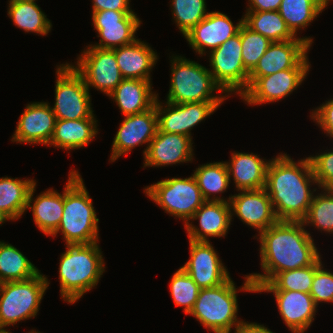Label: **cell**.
I'll return each instance as SVG.
<instances>
[{
	"mask_svg": "<svg viewBox=\"0 0 333 333\" xmlns=\"http://www.w3.org/2000/svg\"><path fill=\"white\" fill-rule=\"evenodd\" d=\"M303 221L278 220L258 235L262 273H251L255 289L278 273L313 265L320 257Z\"/></svg>",
	"mask_w": 333,
	"mask_h": 333,
	"instance_id": "cell-1",
	"label": "cell"
},
{
	"mask_svg": "<svg viewBox=\"0 0 333 333\" xmlns=\"http://www.w3.org/2000/svg\"><path fill=\"white\" fill-rule=\"evenodd\" d=\"M309 157L295 162L287 153L271 158L266 171L265 189L278 220L302 221L310 208L316 188Z\"/></svg>",
	"mask_w": 333,
	"mask_h": 333,
	"instance_id": "cell-2",
	"label": "cell"
},
{
	"mask_svg": "<svg viewBox=\"0 0 333 333\" xmlns=\"http://www.w3.org/2000/svg\"><path fill=\"white\" fill-rule=\"evenodd\" d=\"M99 218L83 178L76 169L70 170L64 186V208L57 230L51 235L62 234L66 245L99 242Z\"/></svg>",
	"mask_w": 333,
	"mask_h": 333,
	"instance_id": "cell-3",
	"label": "cell"
},
{
	"mask_svg": "<svg viewBox=\"0 0 333 333\" xmlns=\"http://www.w3.org/2000/svg\"><path fill=\"white\" fill-rule=\"evenodd\" d=\"M60 256V295L68 304L76 303L92 290L105 272V260L99 242L66 245Z\"/></svg>",
	"mask_w": 333,
	"mask_h": 333,
	"instance_id": "cell-4",
	"label": "cell"
},
{
	"mask_svg": "<svg viewBox=\"0 0 333 333\" xmlns=\"http://www.w3.org/2000/svg\"><path fill=\"white\" fill-rule=\"evenodd\" d=\"M244 279L245 282L239 289L231 277L218 286L200 289L189 315L196 318L210 332L231 333L242 321L237 316L239 310L237 293L239 291L256 293L250 277L245 275Z\"/></svg>",
	"mask_w": 333,
	"mask_h": 333,
	"instance_id": "cell-5",
	"label": "cell"
},
{
	"mask_svg": "<svg viewBox=\"0 0 333 333\" xmlns=\"http://www.w3.org/2000/svg\"><path fill=\"white\" fill-rule=\"evenodd\" d=\"M170 58L171 81L166 102L183 104L224 102L228 99L229 96L215 82L209 68L181 55H172ZM214 92L221 93L215 96Z\"/></svg>",
	"mask_w": 333,
	"mask_h": 333,
	"instance_id": "cell-6",
	"label": "cell"
},
{
	"mask_svg": "<svg viewBox=\"0 0 333 333\" xmlns=\"http://www.w3.org/2000/svg\"><path fill=\"white\" fill-rule=\"evenodd\" d=\"M46 275L39 272L24 281L3 282L0 292V327L14 326L35 318L49 287Z\"/></svg>",
	"mask_w": 333,
	"mask_h": 333,
	"instance_id": "cell-7",
	"label": "cell"
},
{
	"mask_svg": "<svg viewBox=\"0 0 333 333\" xmlns=\"http://www.w3.org/2000/svg\"><path fill=\"white\" fill-rule=\"evenodd\" d=\"M144 193L169 216L183 220L184 225L205 202L193 175L165 178L145 187Z\"/></svg>",
	"mask_w": 333,
	"mask_h": 333,
	"instance_id": "cell-8",
	"label": "cell"
},
{
	"mask_svg": "<svg viewBox=\"0 0 333 333\" xmlns=\"http://www.w3.org/2000/svg\"><path fill=\"white\" fill-rule=\"evenodd\" d=\"M55 102L52 105L56 119L79 120L89 118L92 109L91 95L83 76L72 63L56 65Z\"/></svg>",
	"mask_w": 333,
	"mask_h": 333,
	"instance_id": "cell-9",
	"label": "cell"
},
{
	"mask_svg": "<svg viewBox=\"0 0 333 333\" xmlns=\"http://www.w3.org/2000/svg\"><path fill=\"white\" fill-rule=\"evenodd\" d=\"M241 27L238 34L209 52L210 72L215 82L229 96L239 97L248 89L249 72L243 66Z\"/></svg>",
	"mask_w": 333,
	"mask_h": 333,
	"instance_id": "cell-10",
	"label": "cell"
},
{
	"mask_svg": "<svg viewBox=\"0 0 333 333\" xmlns=\"http://www.w3.org/2000/svg\"><path fill=\"white\" fill-rule=\"evenodd\" d=\"M72 66L83 76L87 88H95L107 96L124 79L114 49L86 46Z\"/></svg>",
	"mask_w": 333,
	"mask_h": 333,
	"instance_id": "cell-11",
	"label": "cell"
},
{
	"mask_svg": "<svg viewBox=\"0 0 333 333\" xmlns=\"http://www.w3.org/2000/svg\"><path fill=\"white\" fill-rule=\"evenodd\" d=\"M311 67H293L262 77H249L240 96L250 106L270 104L291 95L305 81Z\"/></svg>",
	"mask_w": 333,
	"mask_h": 333,
	"instance_id": "cell-12",
	"label": "cell"
},
{
	"mask_svg": "<svg viewBox=\"0 0 333 333\" xmlns=\"http://www.w3.org/2000/svg\"><path fill=\"white\" fill-rule=\"evenodd\" d=\"M223 102H191L176 104L155 100L158 130L193 138L191 130L214 114Z\"/></svg>",
	"mask_w": 333,
	"mask_h": 333,
	"instance_id": "cell-13",
	"label": "cell"
},
{
	"mask_svg": "<svg viewBox=\"0 0 333 333\" xmlns=\"http://www.w3.org/2000/svg\"><path fill=\"white\" fill-rule=\"evenodd\" d=\"M92 25L99 43L90 46L101 49H114L134 43L141 20L134 11L103 10L92 12Z\"/></svg>",
	"mask_w": 333,
	"mask_h": 333,
	"instance_id": "cell-14",
	"label": "cell"
},
{
	"mask_svg": "<svg viewBox=\"0 0 333 333\" xmlns=\"http://www.w3.org/2000/svg\"><path fill=\"white\" fill-rule=\"evenodd\" d=\"M157 129L155 103L144 112L124 116L113 139L110 162L120 159V157L130 153L135 147L143 144H147L143 150V156H145Z\"/></svg>",
	"mask_w": 333,
	"mask_h": 333,
	"instance_id": "cell-15",
	"label": "cell"
},
{
	"mask_svg": "<svg viewBox=\"0 0 333 333\" xmlns=\"http://www.w3.org/2000/svg\"><path fill=\"white\" fill-rule=\"evenodd\" d=\"M312 37H297L293 40L272 42L249 77L267 76L293 67H311L308 52Z\"/></svg>",
	"mask_w": 333,
	"mask_h": 333,
	"instance_id": "cell-16",
	"label": "cell"
},
{
	"mask_svg": "<svg viewBox=\"0 0 333 333\" xmlns=\"http://www.w3.org/2000/svg\"><path fill=\"white\" fill-rule=\"evenodd\" d=\"M189 240V260L181 268L201 288H211L224 283L230 274L209 241Z\"/></svg>",
	"mask_w": 333,
	"mask_h": 333,
	"instance_id": "cell-17",
	"label": "cell"
},
{
	"mask_svg": "<svg viewBox=\"0 0 333 333\" xmlns=\"http://www.w3.org/2000/svg\"><path fill=\"white\" fill-rule=\"evenodd\" d=\"M243 24V16L234 25L230 17L219 11L209 12L208 15L195 25L184 37L189 46L199 56L207 55V49L212 51L226 40L238 34Z\"/></svg>",
	"mask_w": 333,
	"mask_h": 333,
	"instance_id": "cell-18",
	"label": "cell"
},
{
	"mask_svg": "<svg viewBox=\"0 0 333 333\" xmlns=\"http://www.w3.org/2000/svg\"><path fill=\"white\" fill-rule=\"evenodd\" d=\"M56 116L49 102H32L26 105L19 117L11 141L23 144L48 146L54 132Z\"/></svg>",
	"mask_w": 333,
	"mask_h": 333,
	"instance_id": "cell-19",
	"label": "cell"
},
{
	"mask_svg": "<svg viewBox=\"0 0 333 333\" xmlns=\"http://www.w3.org/2000/svg\"><path fill=\"white\" fill-rule=\"evenodd\" d=\"M229 204L231 219L236 215L243 224L256 229L258 234L278 221L265 188L239 191L232 195Z\"/></svg>",
	"mask_w": 333,
	"mask_h": 333,
	"instance_id": "cell-20",
	"label": "cell"
},
{
	"mask_svg": "<svg viewBox=\"0 0 333 333\" xmlns=\"http://www.w3.org/2000/svg\"><path fill=\"white\" fill-rule=\"evenodd\" d=\"M192 142V138L188 136L166 133L157 129L144 156L143 168L192 162L195 155Z\"/></svg>",
	"mask_w": 333,
	"mask_h": 333,
	"instance_id": "cell-21",
	"label": "cell"
},
{
	"mask_svg": "<svg viewBox=\"0 0 333 333\" xmlns=\"http://www.w3.org/2000/svg\"><path fill=\"white\" fill-rule=\"evenodd\" d=\"M273 293L283 323L292 333H304L311 327L317 306L309 293L287 290H256Z\"/></svg>",
	"mask_w": 333,
	"mask_h": 333,
	"instance_id": "cell-22",
	"label": "cell"
},
{
	"mask_svg": "<svg viewBox=\"0 0 333 333\" xmlns=\"http://www.w3.org/2000/svg\"><path fill=\"white\" fill-rule=\"evenodd\" d=\"M184 225L188 238L194 241H209V237H225L230 228L231 208L228 202L205 201ZM198 220V226L192 224Z\"/></svg>",
	"mask_w": 333,
	"mask_h": 333,
	"instance_id": "cell-23",
	"label": "cell"
},
{
	"mask_svg": "<svg viewBox=\"0 0 333 333\" xmlns=\"http://www.w3.org/2000/svg\"><path fill=\"white\" fill-rule=\"evenodd\" d=\"M269 160L257 154L232 152L231 159L225 161L228 175L235 183L236 191L257 190L265 188L266 171ZM233 177V178H232Z\"/></svg>",
	"mask_w": 333,
	"mask_h": 333,
	"instance_id": "cell-24",
	"label": "cell"
},
{
	"mask_svg": "<svg viewBox=\"0 0 333 333\" xmlns=\"http://www.w3.org/2000/svg\"><path fill=\"white\" fill-rule=\"evenodd\" d=\"M123 78L149 80L156 66L158 55L147 42L137 39L134 43L114 48Z\"/></svg>",
	"mask_w": 333,
	"mask_h": 333,
	"instance_id": "cell-25",
	"label": "cell"
},
{
	"mask_svg": "<svg viewBox=\"0 0 333 333\" xmlns=\"http://www.w3.org/2000/svg\"><path fill=\"white\" fill-rule=\"evenodd\" d=\"M37 183L31 188L26 212L32 211L33 220L38 228L46 236H51L59 227L64 208V190L59 193L54 188H49L34 197Z\"/></svg>",
	"mask_w": 333,
	"mask_h": 333,
	"instance_id": "cell-26",
	"label": "cell"
},
{
	"mask_svg": "<svg viewBox=\"0 0 333 333\" xmlns=\"http://www.w3.org/2000/svg\"><path fill=\"white\" fill-rule=\"evenodd\" d=\"M152 81L124 78L108 95L119 107L122 115H132L150 109L159 95L153 92Z\"/></svg>",
	"mask_w": 333,
	"mask_h": 333,
	"instance_id": "cell-27",
	"label": "cell"
},
{
	"mask_svg": "<svg viewBox=\"0 0 333 333\" xmlns=\"http://www.w3.org/2000/svg\"><path fill=\"white\" fill-rule=\"evenodd\" d=\"M93 113L89 118L79 120L56 119L55 128L48 145L66 151L86 147L97 137L98 124Z\"/></svg>",
	"mask_w": 333,
	"mask_h": 333,
	"instance_id": "cell-28",
	"label": "cell"
},
{
	"mask_svg": "<svg viewBox=\"0 0 333 333\" xmlns=\"http://www.w3.org/2000/svg\"><path fill=\"white\" fill-rule=\"evenodd\" d=\"M36 183L31 178H0V210L11 221L20 219L26 212L30 190Z\"/></svg>",
	"mask_w": 333,
	"mask_h": 333,
	"instance_id": "cell-29",
	"label": "cell"
},
{
	"mask_svg": "<svg viewBox=\"0 0 333 333\" xmlns=\"http://www.w3.org/2000/svg\"><path fill=\"white\" fill-rule=\"evenodd\" d=\"M193 171L192 175L205 201L230 202L232 194L228 199L219 196V194L226 192L230 185V178L225 161L206 163L198 166V168ZM216 194L218 196H216Z\"/></svg>",
	"mask_w": 333,
	"mask_h": 333,
	"instance_id": "cell-30",
	"label": "cell"
},
{
	"mask_svg": "<svg viewBox=\"0 0 333 333\" xmlns=\"http://www.w3.org/2000/svg\"><path fill=\"white\" fill-rule=\"evenodd\" d=\"M7 9V15L14 25L27 33L47 36L52 29L51 20L36 1H9Z\"/></svg>",
	"mask_w": 333,
	"mask_h": 333,
	"instance_id": "cell-31",
	"label": "cell"
},
{
	"mask_svg": "<svg viewBox=\"0 0 333 333\" xmlns=\"http://www.w3.org/2000/svg\"><path fill=\"white\" fill-rule=\"evenodd\" d=\"M243 23L272 42L296 39L278 11L245 12Z\"/></svg>",
	"mask_w": 333,
	"mask_h": 333,
	"instance_id": "cell-32",
	"label": "cell"
},
{
	"mask_svg": "<svg viewBox=\"0 0 333 333\" xmlns=\"http://www.w3.org/2000/svg\"><path fill=\"white\" fill-rule=\"evenodd\" d=\"M325 8L320 0H282L278 12L297 36V32L306 29Z\"/></svg>",
	"mask_w": 333,
	"mask_h": 333,
	"instance_id": "cell-33",
	"label": "cell"
},
{
	"mask_svg": "<svg viewBox=\"0 0 333 333\" xmlns=\"http://www.w3.org/2000/svg\"><path fill=\"white\" fill-rule=\"evenodd\" d=\"M40 272L22 252L12 244L0 241V279L3 282L24 281Z\"/></svg>",
	"mask_w": 333,
	"mask_h": 333,
	"instance_id": "cell-34",
	"label": "cell"
},
{
	"mask_svg": "<svg viewBox=\"0 0 333 333\" xmlns=\"http://www.w3.org/2000/svg\"><path fill=\"white\" fill-rule=\"evenodd\" d=\"M320 257L313 265L278 273L270 282L256 290H287L310 293L316 269L322 264Z\"/></svg>",
	"mask_w": 333,
	"mask_h": 333,
	"instance_id": "cell-35",
	"label": "cell"
},
{
	"mask_svg": "<svg viewBox=\"0 0 333 333\" xmlns=\"http://www.w3.org/2000/svg\"><path fill=\"white\" fill-rule=\"evenodd\" d=\"M316 192L310 204L307 216L302 220L305 227L310 225L319 230L333 234V189H321Z\"/></svg>",
	"mask_w": 333,
	"mask_h": 333,
	"instance_id": "cell-36",
	"label": "cell"
},
{
	"mask_svg": "<svg viewBox=\"0 0 333 333\" xmlns=\"http://www.w3.org/2000/svg\"><path fill=\"white\" fill-rule=\"evenodd\" d=\"M206 4V0H171L173 21L183 36L208 15Z\"/></svg>",
	"mask_w": 333,
	"mask_h": 333,
	"instance_id": "cell-37",
	"label": "cell"
},
{
	"mask_svg": "<svg viewBox=\"0 0 333 333\" xmlns=\"http://www.w3.org/2000/svg\"><path fill=\"white\" fill-rule=\"evenodd\" d=\"M200 289L181 267L172 275L169 282L170 295L175 305L182 307L186 315L191 312Z\"/></svg>",
	"mask_w": 333,
	"mask_h": 333,
	"instance_id": "cell-38",
	"label": "cell"
},
{
	"mask_svg": "<svg viewBox=\"0 0 333 333\" xmlns=\"http://www.w3.org/2000/svg\"><path fill=\"white\" fill-rule=\"evenodd\" d=\"M272 43L260 33L252 31L244 23L241 25L242 61L245 69L250 73L258 64Z\"/></svg>",
	"mask_w": 333,
	"mask_h": 333,
	"instance_id": "cell-39",
	"label": "cell"
},
{
	"mask_svg": "<svg viewBox=\"0 0 333 333\" xmlns=\"http://www.w3.org/2000/svg\"><path fill=\"white\" fill-rule=\"evenodd\" d=\"M325 151L315 156L310 155L309 159L318 189H333V149Z\"/></svg>",
	"mask_w": 333,
	"mask_h": 333,
	"instance_id": "cell-40",
	"label": "cell"
},
{
	"mask_svg": "<svg viewBox=\"0 0 333 333\" xmlns=\"http://www.w3.org/2000/svg\"><path fill=\"white\" fill-rule=\"evenodd\" d=\"M324 267L321 264L316 269L309 293L317 307L323 302L333 303V273Z\"/></svg>",
	"mask_w": 333,
	"mask_h": 333,
	"instance_id": "cell-41",
	"label": "cell"
},
{
	"mask_svg": "<svg viewBox=\"0 0 333 333\" xmlns=\"http://www.w3.org/2000/svg\"><path fill=\"white\" fill-rule=\"evenodd\" d=\"M310 117L324 131V134L333 138V98L313 109Z\"/></svg>",
	"mask_w": 333,
	"mask_h": 333,
	"instance_id": "cell-42",
	"label": "cell"
},
{
	"mask_svg": "<svg viewBox=\"0 0 333 333\" xmlns=\"http://www.w3.org/2000/svg\"><path fill=\"white\" fill-rule=\"evenodd\" d=\"M92 12L103 10L134 11L130 7V0H92Z\"/></svg>",
	"mask_w": 333,
	"mask_h": 333,
	"instance_id": "cell-43",
	"label": "cell"
},
{
	"mask_svg": "<svg viewBox=\"0 0 333 333\" xmlns=\"http://www.w3.org/2000/svg\"><path fill=\"white\" fill-rule=\"evenodd\" d=\"M282 0H248L245 12L278 11Z\"/></svg>",
	"mask_w": 333,
	"mask_h": 333,
	"instance_id": "cell-44",
	"label": "cell"
},
{
	"mask_svg": "<svg viewBox=\"0 0 333 333\" xmlns=\"http://www.w3.org/2000/svg\"><path fill=\"white\" fill-rule=\"evenodd\" d=\"M232 333V332H231ZM233 333H275L263 324L246 322L242 320L235 328Z\"/></svg>",
	"mask_w": 333,
	"mask_h": 333,
	"instance_id": "cell-45",
	"label": "cell"
},
{
	"mask_svg": "<svg viewBox=\"0 0 333 333\" xmlns=\"http://www.w3.org/2000/svg\"><path fill=\"white\" fill-rule=\"evenodd\" d=\"M11 219L0 210V226H2L1 224H4L6 221H10Z\"/></svg>",
	"mask_w": 333,
	"mask_h": 333,
	"instance_id": "cell-46",
	"label": "cell"
},
{
	"mask_svg": "<svg viewBox=\"0 0 333 333\" xmlns=\"http://www.w3.org/2000/svg\"><path fill=\"white\" fill-rule=\"evenodd\" d=\"M0 333H11V332L5 329V327H0Z\"/></svg>",
	"mask_w": 333,
	"mask_h": 333,
	"instance_id": "cell-47",
	"label": "cell"
},
{
	"mask_svg": "<svg viewBox=\"0 0 333 333\" xmlns=\"http://www.w3.org/2000/svg\"><path fill=\"white\" fill-rule=\"evenodd\" d=\"M326 7L328 6L330 0H320Z\"/></svg>",
	"mask_w": 333,
	"mask_h": 333,
	"instance_id": "cell-48",
	"label": "cell"
},
{
	"mask_svg": "<svg viewBox=\"0 0 333 333\" xmlns=\"http://www.w3.org/2000/svg\"><path fill=\"white\" fill-rule=\"evenodd\" d=\"M28 333H41L40 331H36L34 329L30 330Z\"/></svg>",
	"mask_w": 333,
	"mask_h": 333,
	"instance_id": "cell-49",
	"label": "cell"
},
{
	"mask_svg": "<svg viewBox=\"0 0 333 333\" xmlns=\"http://www.w3.org/2000/svg\"><path fill=\"white\" fill-rule=\"evenodd\" d=\"M9 1H37V0H9Z\"/></svg>",
	"mask_w": 333,
	"mask_h": 333,
	"instance_id": "cell-50",
	"label": "cell"
},
{
	"mask_svg": "<svg viewBox=\"0 0 333 333\" xmlns=\"http://www.w3.org/2000/svg\"><path fill=\"white\" fill-rule=\"evenodd\" d=\"M2 285H3V281L0 279V292H1Z\"/></svg>",
	"mask_w": 333,
	"mask_h": 333,
	"instance_id": "cell-51",
	"label": "cell"
}]
</instances>
